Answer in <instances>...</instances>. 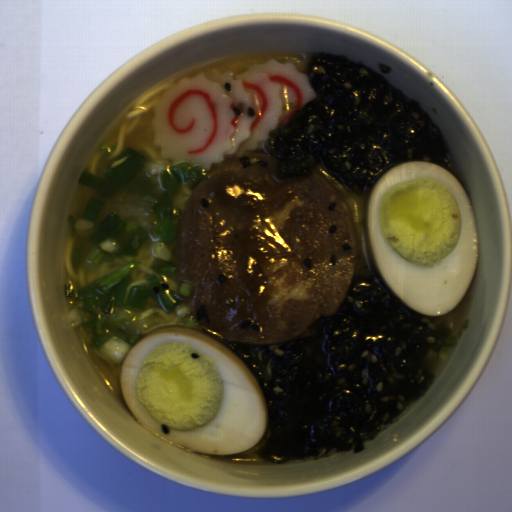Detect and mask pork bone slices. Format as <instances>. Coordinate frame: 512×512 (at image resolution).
<instances>
[{"label": "pork bone slices", "mask_w": 512, "mask_h": 512, "mask_svg": "<svg viewBox=\"0 0 512 512\" xmlns=\"http://www.w3.org/2000/svg\"><path fill=\"white\" fill-rule=\"evenodd\" d=\"M272 153L226 160L177 223L176 276L207 333L243 345L306 338L343 306L359 243L343 196L315 171L280 179Z\"/></svg>", "instance_id": "d1f655de"}]
</instances>
